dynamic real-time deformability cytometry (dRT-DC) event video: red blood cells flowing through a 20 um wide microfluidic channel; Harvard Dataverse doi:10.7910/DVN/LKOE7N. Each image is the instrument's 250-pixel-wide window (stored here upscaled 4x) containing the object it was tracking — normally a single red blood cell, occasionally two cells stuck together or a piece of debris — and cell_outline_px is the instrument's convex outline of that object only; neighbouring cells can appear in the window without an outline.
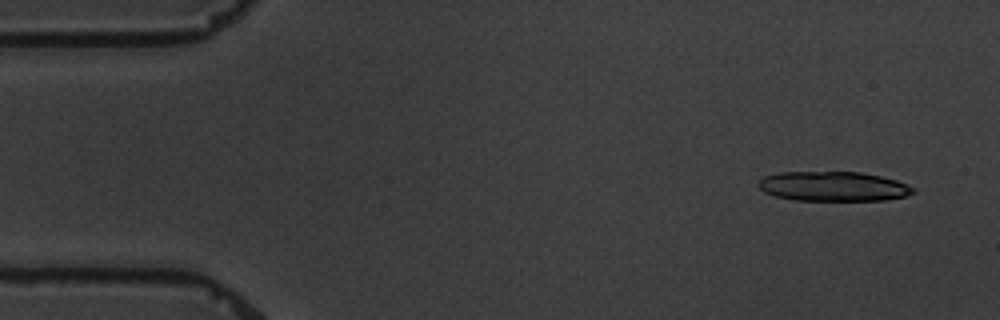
{"species": "common noctule bat (a hibernating species)", "species_latin": "Nyctalus noctula", "temperature_condition": "warm", "stored_images_in_passage": 4, "camera_frame_rate_fps": 3000, "um_per_image_px": 0.085, "animal": {"sex": "male", "body_mass_g": 19.5, "forearm_length_mm": 54.6}, "frame": {"image": 1, "passage_image": 1, "time_ms": 0.0, "image_size_px": [1000, 320], "cell_outline_px": [[916, 192], [904, 196], [884, 200], [796, 200], [776, 196], [764, 192], [756, 184], [764, 176], [780, 172], [860, 172], [880, 176], [896, 180], [912, 188]], "centroid_in_image_um": [70.78, 15.84], "position_along_channel_um": 14.2, "area_um2": 26.47}}